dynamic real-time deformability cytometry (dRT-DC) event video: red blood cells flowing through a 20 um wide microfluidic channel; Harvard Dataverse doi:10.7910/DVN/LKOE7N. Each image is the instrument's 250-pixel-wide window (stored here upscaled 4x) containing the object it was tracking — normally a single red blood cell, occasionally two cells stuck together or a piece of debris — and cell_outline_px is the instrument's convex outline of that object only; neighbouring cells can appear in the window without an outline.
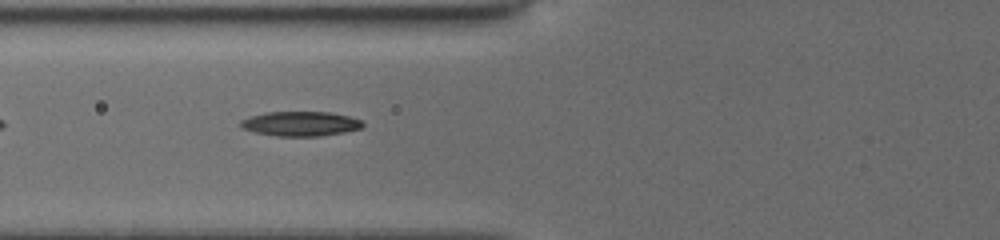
{"species": "common noctule bat (a hibernating species)", "species_latin": "Nyctalus noctula", "temperature_condition": "cold", "stored_images_in_passage": 33, "camera_frame_rate_fps": 3000, "um_per_image_px": 0.085, "animal": {"sex": "female", "body_mass_g": 19.5, "forearm_length_mm": 54.1}, "frame": {"image": 1, "passage_image": 3, "time_ms": 0.667, "image_size_px": [1000, 240], "cell_outline_px": [[364, 124], [360, 128], [344, 132], [320, 136], [276, 136], [256, 132], [244, 128], [240, 124], [240, 120], [264, 112], [332, 112], [348, 116], [360, 120]], "centroid_in_image_um": [25.55, 10.51], "position_along_channel_um": 100.3, "area_um2": 17.34}}
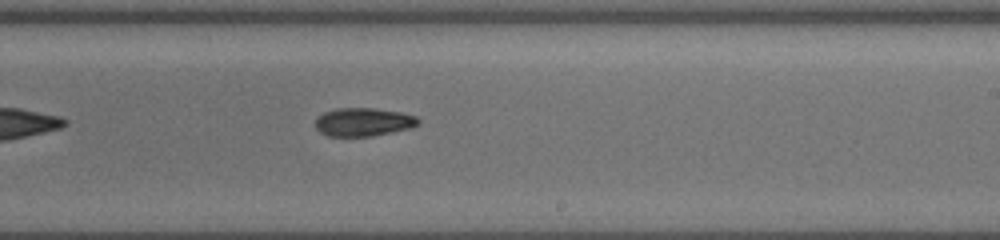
{"frame": {"image": 2, "passage_image": 15, "time_ms": 4.667, "image_size_px": [1000, 240], "cell_outline_px": [[420, 124], [412, 128], [372, 136], [328, 136], [320, 132], [316, 128], [316, 116], [324, 112], [336, 108], [372, 108], [400, 112], [416, 116], [420, 120]], "centroid_in_image_um": [30.89, 10.37], "position_along_channel_um": 258.1, "area_um2": 17.11}}
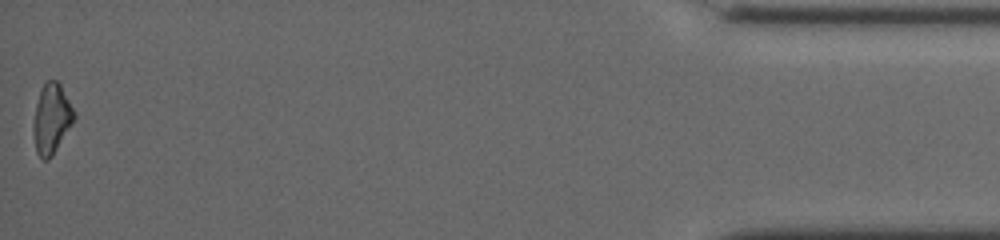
{"frame": {"image": 3, "passage_image": 33, "time_ms": 11.0, "image_size_px": [1000, 240], "cell_outline_px": [[76, 116], [72, 124], [52, 156], [48, 160], [44, 160], [36, 152], [32, 128], [32, 124], [36, 104], [40, 88], [48, 80], [56, 80], [60, 84]], "centroid_in_image_um": [4.35, 10.1], "position_along_channel_um": 430.8, "area_um2": 16.47}, "authors_computed_cell_mechanics": {"area_um2": 17.051, "velocity_mm_per_s": 3.9481, "shape_relaxation_time_tau1_ms": 5.6898, "shape_relaxation_time_tau2_ms": null, "deformation_change_tau1": 0.1594, "deformation_change_tau2": null}}